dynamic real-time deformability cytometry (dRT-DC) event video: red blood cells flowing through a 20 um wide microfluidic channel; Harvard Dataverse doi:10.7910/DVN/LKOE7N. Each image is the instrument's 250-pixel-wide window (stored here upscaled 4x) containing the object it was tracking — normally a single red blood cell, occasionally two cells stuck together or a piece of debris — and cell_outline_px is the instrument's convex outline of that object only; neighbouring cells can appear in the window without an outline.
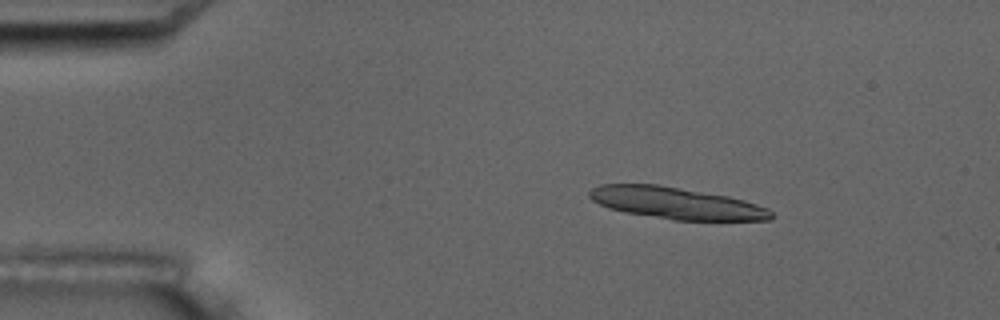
{"species": "common noctule bat (a hibernating species)", "species_latin": "Nyctalus noctula", "temperature_condition": "room temperature", "stored_images_in_passage": 8, "camera_frame_rate_fps": 3000, "um_per_image_px": 0.085, "animal": {"sex": "male", "body_mass_g": 17.5, "forearm_length_mm": 52.3}, "frame": {"image": 1, "passage_image": 3, "time_ms": 2.333, "image_size_px": [1000, 320], "cell_outline_px": [[776, 216], [772, 220], [672, 220], [624, 212], [608, 208], [592, 200], [588, 196], [588, 192], [592, 188], [600, 184], [656, 184], [728, 196], [744, 200], [768, 208]], "centroid_in_image_um": [57.48, 17.27], "position_along_channel_um": 27.5, "area_um2": 33.7}}